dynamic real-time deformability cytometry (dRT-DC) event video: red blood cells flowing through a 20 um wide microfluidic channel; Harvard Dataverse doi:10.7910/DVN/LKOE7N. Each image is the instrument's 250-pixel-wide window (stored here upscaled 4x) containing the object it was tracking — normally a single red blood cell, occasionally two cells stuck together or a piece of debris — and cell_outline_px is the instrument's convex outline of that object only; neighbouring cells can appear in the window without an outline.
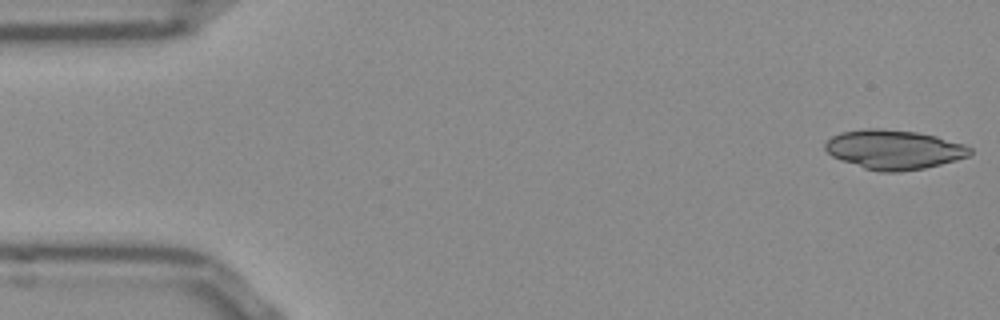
{"species": "Egyptian fruit bat (a non-hibernating species)", "species_latin": "Rousettus aegyptiacus", "temperature_condition": "room temperature", "stored_images_in_passage": 51, "camera_frame_rate_fps": 3000, "um_per_image_px": 0.085, "frame": {"image": 1, "passage_image": 1, "time_ms": 0.0, "image_size_px": [1000, 320], "cell_outline_px": [[972, 152], [968, 156], [956, 160], [924, 168], [900, 172], [880, 172], [864, 168], [840, 160], [832, 156], [824, 148], [824, 144], [832, 136], [840, 132], [868, 128], [876, 128], [916, 132], [936, 136], [964, 144], [972, 148]], "centroid_in_image_um": [75.97, 12.71], "position_along_channel_um": 9.0, "area_um2": 33.18}}